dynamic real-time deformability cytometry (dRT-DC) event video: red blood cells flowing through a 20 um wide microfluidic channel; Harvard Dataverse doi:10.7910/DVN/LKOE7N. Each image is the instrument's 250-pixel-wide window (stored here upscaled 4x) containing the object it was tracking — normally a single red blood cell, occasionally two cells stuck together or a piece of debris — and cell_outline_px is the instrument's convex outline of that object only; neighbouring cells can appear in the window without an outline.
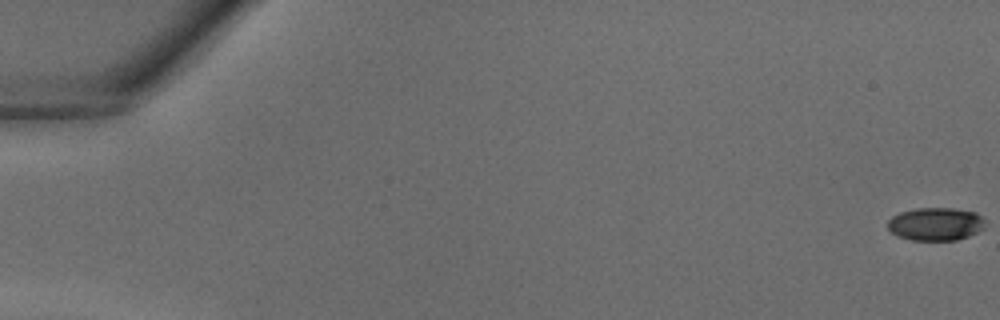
{"species": "common noctule bat (a hibernating species)", "species_latin": "Nyctalus noctula", "temperature_condition": "warm", "stored_images_in_passage": 40, "camera_frame_rate_fps": 3000, "um_per_image_px": 0.085, "animal": {"sex": "male", "body_mass_g": 18.8}, "frame": {"image": 1, "passage_image": 1, "time_ms": 0.0, "image_size_px": [1000, 320], "cell_outline_px": [[984, 228], [968, 236], [956, 240], [912, 240], [896, 236], [888, 228], [888, 220], [892, 216], [900, 212], [916, 208], [952, 208], [976, 212], [984, 220]], "centroid_in_image_um": [79.51, 19.04], "position_along_channel_um": 5.5, "area_um2": 18.73}}
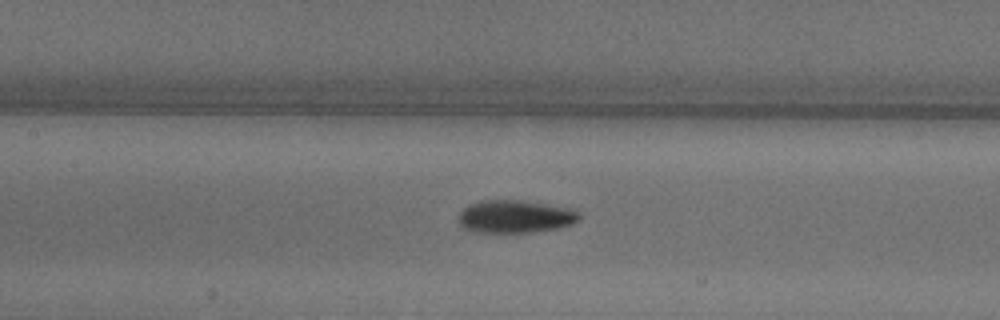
{"frame": {"image": 2, "passage_image": 20, "time_ms": 6.333, "image_size_px": [1000, 320], "cell_outline_px": [[580, 220], [572, 224], [560, 228], [532, 232], [468, 232], [460, 228], [460, 212], [464, 208], [472, 204], [484, 200], [520, 200], [544, 204], [564, 208], [580, 212]], "centroid_in_image_um": [43.77, 18.43], "position_along_channel_um": 163.6, "area_um2": 22.95}}
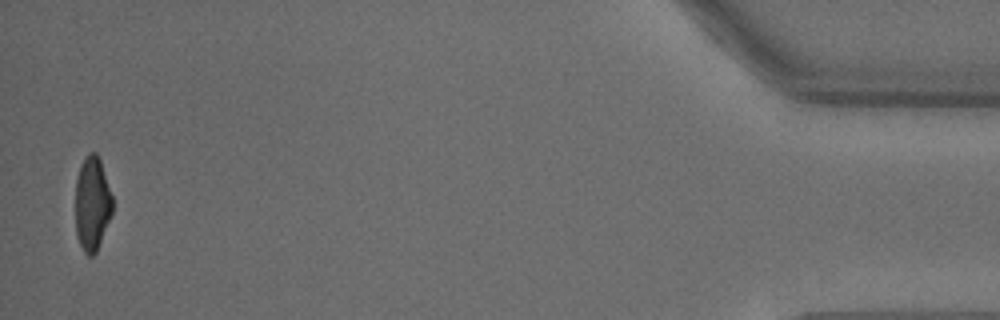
{"frame": {"image": 3, "passage_image": 40, "time_ms": 13.0, "image_size_px": [1000, 320], "cell_outline_px": [[112, 212], [96, 252], [92, 256], [88, 256], [84, 252], [76, 236], [76, 180], [80, 164], [84, 156], [88, 152], [96, 152], [100, 160], [112, 196]], "centroid_in_image_um": [7.82, 17.28], "position_along_channel_um": 427.4, "area_um2": 20.23}}